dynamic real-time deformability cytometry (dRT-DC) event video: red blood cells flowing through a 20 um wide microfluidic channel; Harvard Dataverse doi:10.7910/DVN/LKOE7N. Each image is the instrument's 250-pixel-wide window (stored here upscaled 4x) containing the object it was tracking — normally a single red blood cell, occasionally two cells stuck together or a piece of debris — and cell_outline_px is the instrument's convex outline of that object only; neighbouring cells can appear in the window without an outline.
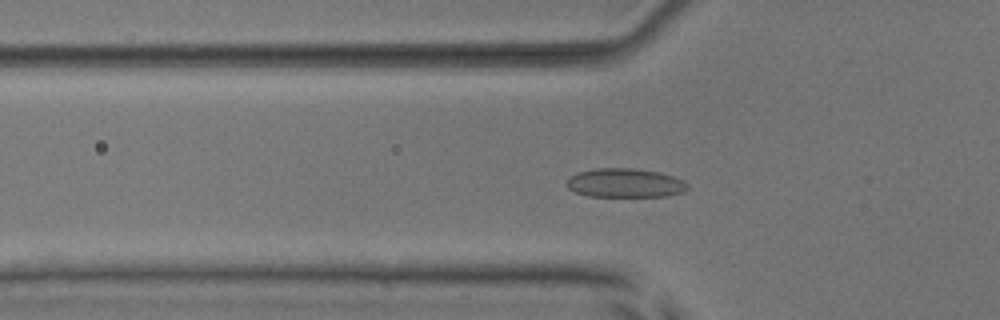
{"species": "common noctule bat (a hibernating species)", "species_latin": "Nyctalus noctula", "temperature_condition": "room temperature", "stored_images_in_passage": 30, "camera_frame_rate_fps": 3000, "um_per_image_px": 0.085, "animal": {"sex": "male", "body_mass_g": 17.9, "forearm_length_mm": 54.2}, "frame": {"image": 1, "passage_image": 4, "time_ms": 1.0, "image_size_px": [1000, 320], "cell_outline_px": [[688, 188], [684, 192], [668, 196], [588, 196], [576, 192], [568, 188], [568, 176], [576, 172], [596, 168], [632, 168], [660, 172], [684, 180], [688, 184]], "centroid_in_image_um": [53.14, 15.54], "position_along_channel_um": 72.7, "area_um2": 20.52}}
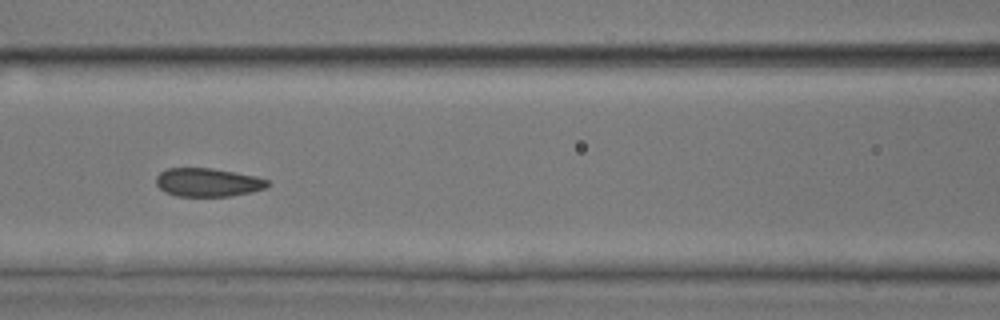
{"frame": {"image": 2, "passage_image": 10, "time_ms": 3.0, "image_size_px": [1000, 320], "cell_outline_px": [[268, 184], [264, 188], [252, 192], [228, 196], [176, 196], [164, 192], [156, 184], [156, 176], [160, 172], [168, 168], [212, 168], [256, 176], [268, 180]], "centroid_in_image_um": [17.63, 15.5], "position_along_channel_um": 149.0, "area_um2": 18.44}}
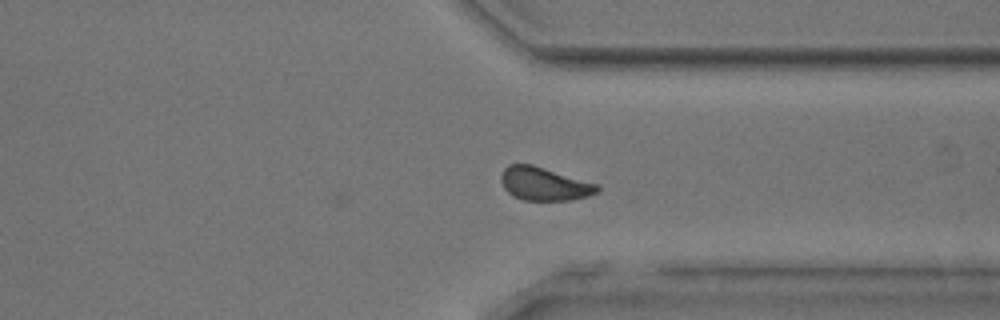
{"frame": {"image": 3, "passage_image": 27, "time_ms": 8.667, "image_size_px": [1000, 320], "cell_outline_px": [[600, 188], [596, 192], [588, 196], [572, 200], [524, 200], [512, 196], [504, 188], [500, 180], [500, 176], [504, 168], [508, 164], [532, 164], [600, 184]], "centroid_in_image_um": [46.26, 15.62], "position_along_channel_um": 365.1, "area_um2": 18.84}, "authors_computed_cell_mechanics": {"area_um2": 18.6694, "velocity_mm_per_s": 3.8089, "shape_relaxation_time_tau1_ms": 2.402, "shape_relaxation_time_tau2_ms": 1.1907, "deformation_change_tau1": 0.0634, "deformation_change_tau2": 0.032}}